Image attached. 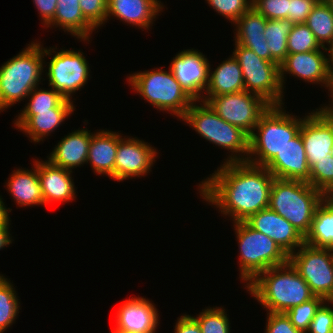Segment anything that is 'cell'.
<instances>
[{
	"mask_svg": "<svg viewBox=\"0 0 333 333\" xmlns=\"http://www.w3.org/2000/svg\"><path fill=\"white\" fill-rule=\"evenodd\" d=\"M274 176L264 166L247 161L223 163L198 190L208 204L216 205L233 223L246 221L251 215L269 207Z\"/></svg>",
	"mask_w": 333,
	"mask_h": 333,
	"instance_id": "cell-1",
	"label": "cell"
},
{
	"mask_svg": "<svg viewBox=\"0 0 333 333\" xmlns=\"http://www.w3.org/2000/svg\"><path fill=\"white\" fill-rule=\"evenodd\" d=\"M245 288L267 312L286 313L315 297L289 261L259 273Z\"/></svg>",
	"mask_w": 333,
	"mask_h": 333,
	"instance_id": "cell-2",
	"label": "cell"
},
{
	"mask_svg": "<svg viewBox=\"0 0 333 333\" xmlns=\"http://www.w3.org/2000/svg\"><path fill=\"white\" fill-rule=\"evenodd\" d=\"M32 41L0 67V111L25 100L39 86L44 72V48ZM40 82V83H39Z\"/></svg>",
	"mask_w": 333,
	"mask_h": 333,
	"instance_id": "cell-3",
	"label": "cell"
},
{
	"mask_svg": "<svg viewBox=\"0 0 333 333\" xmlns=\"http://www.w3.org/2000/svg\"><path fill=\"white\" fill-rule=\"evenodd\" d=\"M284 109L282 105L270 106L261 115L249 136L247 162L265 167L299 133L302 117L286 113Z\"/></svg>",
	"mask_w": 333,
	"mask_h": 333,
	"instance_id": "cell-4",
	"label": "cell"
},
{
	"mask_svg": "<svg viewBox=\"0 0 333 333\" xmlns=\"http://www.w3.org/2000/svg\"><path fill=\"white\" fill-rule=\"evenodd\" d=\"M323 199L324 194L308 182L274 178L269 208L287 219L305 237Z\"/></svg>",
	"mask_w": 333,
	"mask_h": 333,
	"instance_id": "cell-5",
	"label": "cell"
},
{
	"mask_svg": "<svg viewBox=\"0 0 333 333\" xmlns=\"http://www.w3.org/2000/svg\"><path fill=\"white\" fill-rule=\"evenodd\" d=\"M181 119L203 139L232 152L224 163L247 161L249 135L220 118L206 102L194 101Z\"/></svg>",
	"mask_w": 333,
	"mask_h": 333,
	"instance_id": "cell-6",
	"label": "cell"
},
{
	"mask_svg": "<svg viewBox=\"0 0 333 333\" xmlns=\"http://www.w3.org/2000/svg\"><path fill=\"white\" fill-rule=\"evenodd\" d=\"M154 69L130 74L127 82L154 108L173 113L181 120L195 100L181 87L170 68Z\"/></svg>",
	"mask_w": 333,
	"mask_h": 333,
	"instance_id": "cell-7",
	"label": "cell"
},
{
	"mask_svg": "<svg viewBox=\"0 0 333 333\" xmlns=\"http://www.w3.org/2000/svg\"><path fill=\"white\" fill-rule=\"evenodd\" d=\"M239 250V277L248 285L259 273L288 262L289 256L270 237L245 221L233 224Z\"/></svg>",
	"mask_w": 333,
	"mask_h": 333,
	"instance_id": "cell-8",
	"label": "cell"
},
{
	"mask_svg": "<svg viewBox=\"0 0 333 333\" xmlns=\"http://www.w3.org/2000/svg\"><path fill=\"white\" fill-rule=\"evenodd\" d=\"M234 48L232 55L242 69L245 91L261 97L270 106L284 105L280 65L258 57L237 43Z\"/></svg>",
	"mask_w": 333,
	"mask_h": 333,
	"instance_id": "cell-9",
	"label": "cell"
},
{
	"mask_svg": "<svg viewBox=\"0 0 333 333\" xmlns=\"http://www.w3.org/2000/svg\"><path fill=\"white\" fill-rule=\"evenodd\" d=\"M56 49L57 46L44 48V57L54 54L47 63L49 86L65 99L72 101L73 93L84 87L89 80V63L81 50L62 49L57 52Z\"/></svg>",
	"mask_w": 333,
	"mask_h": 333,
	"instance_id": "cell-10",
	"label": "cell"
},
{
	"mask_svg": "<svg viewBox=\"0 0 333 333\" xmlns=\"http://www.w3.org/2000/svg\"><path fill=\"white\" fill-rule=\"evenodd\" d=\"M296 251L289 255L288 261L306 281L315 296L332 301L333 252L305 243Z\"/></svg>",
	"mask_w": 333,
	"mask_h": 333,
	"instance_id": "cell-11",
	"label": "cell"
},
{
	"mask_svg": "<svg viewBox=\"0 0 333 333\" xmlns=\"http://www.w3.org/2000/svg\"><path fill=\"white\" fill-rule=\"evenodd\" d=\"M226 122L240 128L249 136L261 115L270 107L261 97L245 90L219 96H203L202 100Z\"/></svg>",
	"mask_w": 333,
	"mask_h": 333,
	"instance_id": "cell-12",
	"label": "cell"
},
{
	"mask_svg": "<svg viewBox=\"0 0 333 333\" xmlns=\"http://www.w3.org/2000/svg\"><path fill=\"white\" fill-rule=\"evenodd\" d=\"M303 116L300 134L310 169L329 156L333 145V114L325 107Z\"/></svg>",
	"mask_w": 333,
	"mask_h": 333,
	"instance_id": "cell-13",
	"label": "cell"
},
{
	"mask_svg": "<svg viewBox=\"0 0 333 333\" xmlns=\"http://www.w3.org/2000/svg\"><path fill=\"white\" fill-rule=\"evenodd\" d=\"M157 150L137 137H124L118 133V149L115 158V181L143 177L150 173L157 158Z\"/></svg>",
	"mask_w": 333,
	"mask_h": 333,
	"instance_id": "cell-14",
	"label": "cell"
},
{
	"mask_svg": "<svg viewBox=\"0 0 333 333\" xmlns=\"http://www.w3.org/2000/svg\"><path fill=\"white\" fill-rule=\"evenodd\" d=\"M209 66L205 54L192 48L178 52L171 60L170 70L185 92L200 101L208 85Z\"/></svg>",
	"mask_w": 333,
	"mask_h": 333,
	"instance_id": "cell-15",
	"label": "cell"
},
{
	"mask_svg": "<svg viewBox=\"0 0 333 333\" xmlns=\"http://www.w3.org/2000/svg\"><path fill=\"white\" fill-rule=\"evenodd\" d=\"M323 51L315 50L304 53L288 54L280 64V80L285 89L286 73L312 84H320L327 87L330 94L333 92V77L327 65V57Z\"/></svg>",
	"mask_w": 333,
	"mask_h": 333,
	"instance_id": "cell-16",
	"label": "cell"
},
{
	"mask_svg": "<svg viewBox=\"0 0 333 333\" xmlns=\"http://www.w3.org/2000/svg\"><path fill=\"white\" fill-rule=\"evenodd\" d=\"M245 222L273 239L288 256L305 243V237L287 219L269 207L251 215Z\"/></svg>",
	"mask_w": 333,
	"mask_h": 333,
	"instance_id": "cell-17",
	"label": "cell"
},
{
	"mask_svg": "<svg viewBox=\"0 0 333 333\" xmlns=\"http://www.w3.org/2000/svg\"><path fill=\"white\" fill-rule=\"evenodd\" d=\"M116 314L115 328L130 333H155L160 320L154 303L139 296L125 300Z\"/></svg>",
	"mask_w": 333,
	"mask_h": 333,
	"instance_id": "cell-18",
	"label": "cell"
},
{
	"mask_svg": "<svg viewBox=\"0 0 333 333\" xmlns=\"http://www.w3.org/2000/svg\"><path fill=\"white\" fill-rule=\"evenodd\" d=\"M265 167L274 178L309 183L310 167L300 132Z\"/></svg>",
	"mask_w": 333,
	"mask_h": 333,
	"instance_id": "cell-19",
	"label": "cell"
},
{
	"mask_svg": "<svg viewBox=\"0 0 333 333\" xmlns=\"http://www.w3.org/2000/svg\"><path fill=\"white\" fill-rule=\"evenodd\" d=\"M72 171L38 160V177L44 206L55 202H69L76 198Z\"/></svg>",
	"mask_w": 333,
	"mask_h": 333,
	"instance_id": "cell-20",
	"label": "cell"
},
{
	"mask_svg": "<svg viewBox=\"0 0 333 333\" xmlns=\"http://www.w3.org/2000/svg\"><path fill=\"white\" fill-rule=\"evenodd\" d=\"M267 19L254 7L246 11L235 23V43L252 50L258 57L276 62L264 36ZM237 32V33H236Z\"/></svg>",
	"mask_w": 333,
	"mask_h": 333,
	"instance_id": "cell-21",
	"label": "cell"
},
{
	"mask_svg": "<svg viewBox=\"0 0 333 333\" xmlns=\"http://www.w3.org/2000/svg\"><path fill=\"white\" fill-rule=\"evenodd\" d=\"M92 133L87 127L72 131L55 145L47 160L52 165L69 171L87 164Z\"/></svg>",
	"mask_w": 333,
	"mask_h": 333,
	"instance_id": "cell-22",
	"label": "cell"
},
{
	"mask_svg": "<svg viewBox=\"0 0 333 333\" xmlns=\"http://www.w3.org/2000/svg\"><path fill=\"white\" fill-rule=\"evenodd\" d=\"M156 0H107V20L112 17L148 30L163 10ZM161 11V12H160Z\"/></svg>",
	"mask_w": 333,
	"mask_h": 333,
	"instance_id": "cell-23",
	"label": "cell"
},
{
	"mask_svg": "<svg viewBox=\"0 0 333 333\" xmlns=\"http://www.w3.org/2000/svg\"><path fill=\"white\" fill-rule=\"evenodd\" d=\"M118 149V132L99 130L92 133L87 163L94 173L115 180V158ZM89 161V162H88Z\"/></svg>",
	"mask_w": 333,
	"mask_h": 333,
	"instance_id": "cell-24",
	"label": "cell"
},
{
	"mask_svg": "<svg viewBox=\"0 0 333 333\" xmlns=\"http://www.w3.org/2000/svg\"><path fill=\"white\" fill-rule=\"evenodd\" d=\"M75 108H52L36 111V115H18L14 120L17 129L25 132L31 142H40L71 116Z\"/></svg>",
	"mask_w": 333,
	"mask_h": 333,
	"instance_id": "cell-25",
	"label": "cell"
},
{
	"mask_svg": "<svg viewBox=\"0 0 333 333\" xmlns=\"http://www.w3.org/2000/svg\"><path fill=\"white\" fill-rule=\"evenodd\" d=\"M30 170L16 169L7 180V190L19 207L44 205L38 177V159ZM35 167V168H34Z\"/></svg>",
	"mask_w": 333,
	"mask_h": 333,
	"instance_id": "cell-26",
	"label": "cell"
},
{
	"mask_svg": "<svg viewBox=\"0 0 333 333\" xmlns=\"http://www.w3.org/2000/svg\"><path fill=\"white\" fill-rule=\"evenodd\" d=\"M60 27L64 32L80 39L90 41V35L95 28L84 18L79 0H57L56 12L53 20L46 26L52 29Z\"/></svg>",
	"mask_w": 333,
	"mask_h": 333,
	"instance_id": "cell-27",
	"label": "cell"
},
{
	"mask_svg": "<svg viewBox=\"0 0 333 333\" xmlns=\"http://www.w3.org/2000/svg\"><path fill=\"white\" fill-rule=\"evenodd\" d=\"M209 66L208 85L203 96H219L245 90L242 69L232 56L223 60L214 71Z\"/></svg>",
	"mask_w": 333,
	"mask_h": 333,
	"instance_id": "cell-28",
	"label": "cell"
},
{
	"mask_svg": "<svg viewBox=\"0 0 333 333\" xmlns=\"http://www.w3.org/2000/svg\"><path fill=\"white\" fill-rule=\"evenodd\" d=\"M305 244L333 252V207L325 199L315 210Z\"/></svg>",
	"mask_w": 333,
	"mask_h": 333,
	"instance_id": "cell-29",
	"label": "cell"
},
{
	"mask_svg": "<svg viewBox=\"0 0 333 333\" xmlns=\"http://www.w3.org/2000/svg\"><path fill=\"white\" fill-rule=\"evenodd\" d=\"M294 24L288 19H267L264 36L271 57L280 65L288 55L287 38Z\"/></svg>",
	"mask_w": 333,
	"mask_h": 333,
	"instance_id": "cell-30",
	"label": "cell"
},
{
	"mask_svg": "<svg viewBox=\"0 0 333 333\" xmlns=\"http://www.w3.org/2000/svg\"><path fill=\"white\" fill-rule=\"evenodd\" d=\"M305 24L313 32L321 47L326 48L333 40V11L327 2L317 1Z\"/></svg>",
	"mask_w": 333,
	"mask_h": 333,
	"instance_id": "cell-31",
	"label": "cell"
},
{
	"mask_svg": "<svg viewBox=\"0 0 333 333\" xmlns=\"http://www.w3.org/2000/svg\"><path fill=\"white\" fill-rule=\"evenodd\" d=\"M31 96V97H29ZM30 98L19 115H36V111L51 110L52 108H75L73 101L65 99L60 93L51 89H39L36 86L28 95Z\"/></svg>",
	"mask_w": 333,
	"mask_h": 333,
	"instance_id": "cell-32",
	"label": "cell"
},
{
	"mask_svg": "<svg viewBox=\"0 0 333 333\" xmlns=\"http://www.w3.org/2000/svg\"><path fill=\"white\" fill-rule=\"evenodd\" d=\"M18 300L13 284L0 274V333L15 322L20 308Z\"/></svg>",
	"mask_w": 333,
	"mask_h": 333,
	"instance_id": "cell-33",
	"label": "cell"
},
{
	"mask_svg": "<svg viewBox=\"0 0 333 333\" xmlns=\"http://www.w3.org/2000/svg\"><path fill=\"white\" fill-rule=\"evenodd\" d=\"M225 309L222 307H208L196 317L202 333H230V321Z\"/></svg>",
	"mask_w": 333,
	"mask_h": 333,
	"instance_id": "cell-34",
	"label": "cell"
},
{
	"mask_svg": "<svg viewBox=\"0 0 333 333\" xmlns=\"http://www.w3.org/2000/svg\"><path fill=\"white\" fill-rule=\"evenodd\" d=\"M288 54L311 52L323 49L313 32L305 23L294 24L287 38Z\"/></svg>",
	"mask_w": 333,
	"mask_h": 333,
	"instance_id": "cell-35",
	"label": "cell"
},
{
	"mask_svg": "<svg viewBox=\"0 0 333 333\" xmlns=\"http://www.w3.org/2000/svg\"><path fill=\"white\" fill-rule=\"evenodd\" d=\"M324 301L322 297L315 296L305 303L292 307L286 312V315L297 330L306 333L316 310Z\"/></svg>",
	"mask_w": 333,
	"mask_h": 333,
	"instance_id": "cell-36",
	"label": "cell"
},
{
	"mask_svg": "<svg viewBox=\"0 0 333 333\" xmlns=\"http://www.w3.org/2000/svg\"><path fill=\"white\" fill-rule=\"evenodd\" d=\"M309 184L323 194L333 189V158L330 155L317 160L310 169Z\"/></svg>",
	"mask_w": 333,
	"mask_h": 333,
	"instance_id": "cell-37",
	"label": "cell"
},
{
	"mask_svg": "<svg viewBox=\"0 0 333 333\" xmlns=\"http://www.w3.org/2000/svg\"><path fill=\"white\" fill-rule=\"evenodd\" d=\"M253 0H206L218 14L233 24L252 7Z\"/></svg>",
	"mask_w": 333,
	"mask_h": 333,
	"instance_id": "cell-38",
	"label": "cell"
},
{
	"mask_svg": "<svg viewBox=\"0 0 333 333\" xmlns=\"http://www.w3.org/2000/svg\"><path fill=\"white\" fill-rule=\"evenodd\" d=\"M84 18L95 28L107 21V0H79Z\"/></svg>",
	"mask_w": 333,
	"mask_h": 333,
	"instance_id": "cell-39",
	"label": "cell"
},
{
	"mask_svg": "<svg viewBox=\"0 0 333 333\" xmlns=\"http://www.w3.org/2000/svg\"><path fill=\"white\" fill-rule=\"evenodd\" d=\"M252 7L266 19H288L290 0H253Z\"/></svg>",
	"mask_w": 333,
	"mask_h": 333,
	"instance_id": "cell-40",
	"label": "cell"
},
{
	"mask_svg": "<svg viewBox=\"0 0 333 333\" xmlns=\"http://www.w3.org/2000/svg\"><path fill=\"white\" fill-rule=\"evenodd\" d=\"M306 333H333V300L319 306Z\"/></svg>",
	"mask_w": 333,
	"mask_h": 333,
	"instance_id": "cell-41",
	"label": "cell"
},
{
	"mask_svg": "<svg viewBox=\"0 0 333 333\" xmlns=\"http://www.w3.org/2000/svg\"><path fill=\"white\" fill-rule=\"evenodd\" d=\"M264 333H303L291 323L286 313L267 312Z\"/></svg>",
	"mask_w": 333,
	"mask_h": 333,
	"instance_id": "cell-42",
	"label": "cell"
},
{
	"mask_svg": "<svg viewBox=\"0 0 333 333\" xmlns=\"http://www.w3.org/2000/svg\"><path fill=\"white\" fill-rule=\"evenodd\" d=\"M318 0H290L288 20L293 24L305 23Z\"/></svg>",
	"mask_w": 333,
	"mask_h": 333,
	"instance_id": "cell-43",
	"label": "cell"
},
{
	"mask_svg": "<svg viewBox=\"0 0 333 333\" xmlns=\"http://www.w3.org/2000/svg\"><path fill=\"white\" fill-rule=\"evenodd\" d=\"M33 3L40 14L42 24L46 27L55 16L57 0H33Z\"/></svg>",
	"mask_w": 333,
	"mask_h": 333,
	"instance_id": "cell-44",
	"label": "cell"
},
{
	"mask_svg": "<svg viewBox=\"0 0 333 333\" xmlns=\"http://www.w3.org/2000/svg\"><path fill=\"white\" fill-rule=\"evenodd\" d=\"M174 327V333H202L198 322L189 314L181 315Z\"/></svg>",
	"mask_w": 333,
	"mask_h": 333,
	"instance_id": "cell-45",
	"label": "cell"
},
{
	"mask_svg": "<svg viewBox=\"0 0 333 333\" xmlns=\"http://www.w3.org/2000/svg\"><path fill=\"white\" fill-rule=\"evenodd\" d=\"M10 225V222L4 225H0V250L6 246H9L13 241L12 236L10 237Z\"/></svg>",
	"mask_w": 333,
	"mask_h": 333,
	"instance_id": "cell-46",
	"label": "cell"
},
{
	"mask_svg": "<svg viewBox=\"0 0 333 333\" xmlns=\"http://www.w3.org/2000/svg\"><path fill=\"white\" fill-rule=\"evenodd\" d=\"M2 196H0V225H4L7 224L10 220L9 212H11L10 208H6L2 198Z\"/></svg>",
	"mask_w": 333,
	"mask_h": 333,
	"instance_id": "cell-47",
	"label": "cell"
},
{
	"mask_svg": "<svg viewBox=\"0 0 333 333\" xmlns=\"http://www.w3.org/2000/svg\"><path fill=\"white\" fill-rule=\"evenodd\" d=\"M325 49H326L325 51L328 52V54H326L328 57L327 58L328 69L330 71L331 76L333 77V40Z\"/></svg>",
	"mask_w": 333,
	"mask_h": 333,
	"instance_id": "cell-48",
	"label": "cell"
},
{
	"mask_svg": "<svg viewBox=\"0 0 333 333\" xmlns=\"http://www.w3.org/2000/svg\"><path fill=\"white\" fill-rule=\"evenodd\" d=\"M324 199L333 207V189L324 194Z\"/></svg>",
	"mask_w": 333,
	"mask_h": 333,
	"instance_id": "cell-49",
	"label": "cell"
},
{
	"mask_svg": "<svg viewBox=\"0 0 333 333\" xmlns=\"http://www.w3.org/2000/svg\"><path fill=\"white\" fill-rule=\"evenodd\" d=\"M331 100V104L326 105L325 107L333 114V95H329Z\"/></svg>",
	"mask_w": 333,
	"mask_h": 333,
	"instance_id": "cell-50",
	"label": "cell"
},
{
	"mask_svg": "<svg viewBox=\"0 0 333 333\" xmlns=\"http://www.w3.org/2000/svg\"><path fill=\"white\" fill-rule=\"evenodd\" d=\"M111 333H130V332H125V331H122V330H119L117 328H114L112 331H110Z\"/></svg>",
	"mask_w": 333,
	"mask_h": 333,
	"instance_id": "cell-51",
	"label": "cell"
},
{
	"mask_svg": "<svg viewBox=\"0 0 333 333\" xmlns=\"http://www.w3.org/2000/svg\"><path fill=\"white\" fill-rule=\"evenodd\" d=\"M327 3L330 6L331 10L333 11V0H328Z\"/></svg>",
	"mask_w": 333,
	"mask_h": 333,
	"instance_id": "cell-52",
	"label": "cell"
},
{
	"mask_svg": "<svg viewBox=\"0 0 333 333\" xmlns=\"http://www.w3.org/2000/svg\"><path fill=\"white\" fill-rule=\"evenodd\" d=\"M330 156L333 158V145L331 147Z\"/></svg>",
	"mask_w": 333,
	"mask_h": 333,
	"instance_id": "cell-53",
	"label": "cell"
},
{
	"mask_svg": "<svg viewBox=\"0 0 333 333\" xmlns=\"http://www.w3.org/2000/svg\"><path fill=\"white\" fill-rule=\"evenodd\" d=\"M163 8H164V6H163V4L161 3V1H159V0H156Z\"/></svg>",
	"mask_w": 333,
	"mask_h": 333,
	"instance_id": "cell-54",
	"label": "cell"
}]
</instances>
